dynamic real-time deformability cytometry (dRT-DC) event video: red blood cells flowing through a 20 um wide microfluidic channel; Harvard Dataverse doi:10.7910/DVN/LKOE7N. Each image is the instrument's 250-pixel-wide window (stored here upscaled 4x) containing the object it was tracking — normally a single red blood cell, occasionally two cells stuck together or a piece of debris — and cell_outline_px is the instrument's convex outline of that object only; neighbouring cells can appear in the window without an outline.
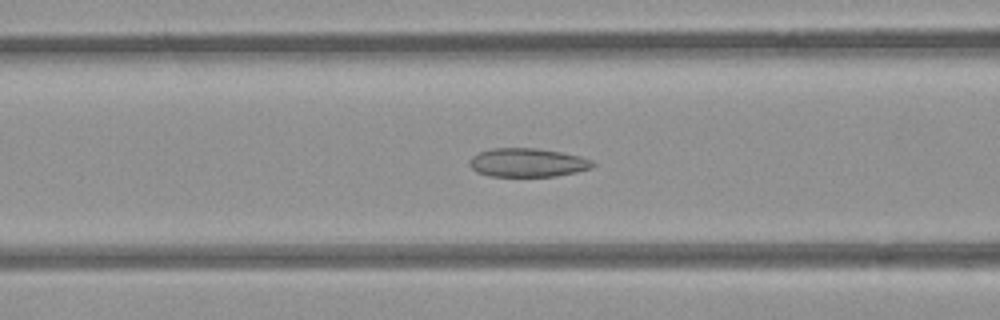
{"species": "common noctule bat (a hibernating species)", "species_latin": "Nyctalus noctula", "temperature_condition": "room temperature", "stored_images_in_passage": 37, "camera_frame_rate_fps": 3000, "um_per_image_px": 0.085, "animal": {"sex": "female", "body_mass_g": 21.9}, "frame": {"image": 1, "passage_image": 12, "time_ms": 3.667, "image_size_px": [1000, 320], "cell_outline_px": [[596, 164], [592, 168], [576, 172], [556, 176], [492, 176], [476, 172], [468, 164], [468, 160], [472, 156], [480, 152], [492, 148], [536, 148], [560, 152], [580, 156], [592, 160]], "centroid_in_image_um": [44.84, 13.82], "position_along_channel_um": 121.8, "area_um2": 20.63}}
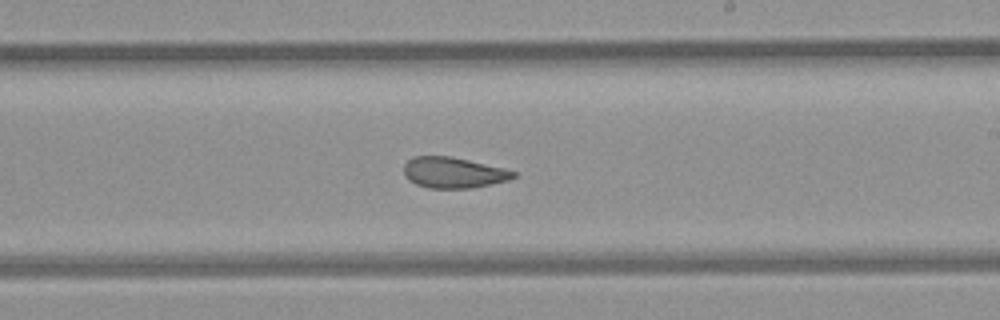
{"frame": {"image": 2, "passage_image": 22, "time_ms": 7.0, "image_size_px": [1000, 320], "cell_outline_px": [[516, 176], [508, 180], [472, 188], [428, 188], [416, 184], [408, 180], [404, 176], [404, 164], [412, 156], [452, 156], [504, 168], [516, 172]], "centroid_in_image_um": [38.51, 14.67], "position_along_channel_um": 250.5, "area_um2": 19.77}}
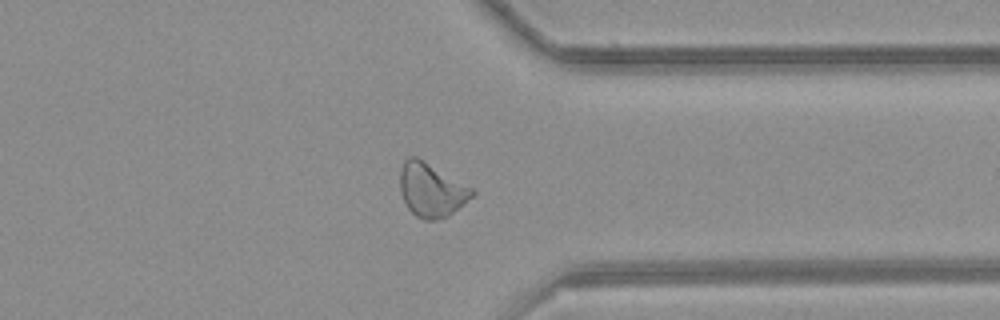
{"frame": {"image": 3, "passage_image": 32, "time_ms": 10.333, "image_size_px": [1000, 320], "cell_outline_px": [[476, 192], [464, 204], [448, 216], [436, 220], [424, 220], [416, 216], [408, 208], [400, 192], [400, 168], [404, 160], [408, 156], [416, 156], [424, 160], [472, 188]], "centroid_in_image_um": [36.64, 16.14], "position_along_channel_um": 374.8, "area_um2": 22.54}, "authors_computed_cell_mechanics": {"area_um2": 20.9236, "velocity_mm_per_s": 3.8544, "shape_relaxation_time_tau1_ms": null, "shape_relaxation_time_tau2_ms": 2.3264, "deformation_change_tau1": null, "deformation_change_tau2": 0.0819}}